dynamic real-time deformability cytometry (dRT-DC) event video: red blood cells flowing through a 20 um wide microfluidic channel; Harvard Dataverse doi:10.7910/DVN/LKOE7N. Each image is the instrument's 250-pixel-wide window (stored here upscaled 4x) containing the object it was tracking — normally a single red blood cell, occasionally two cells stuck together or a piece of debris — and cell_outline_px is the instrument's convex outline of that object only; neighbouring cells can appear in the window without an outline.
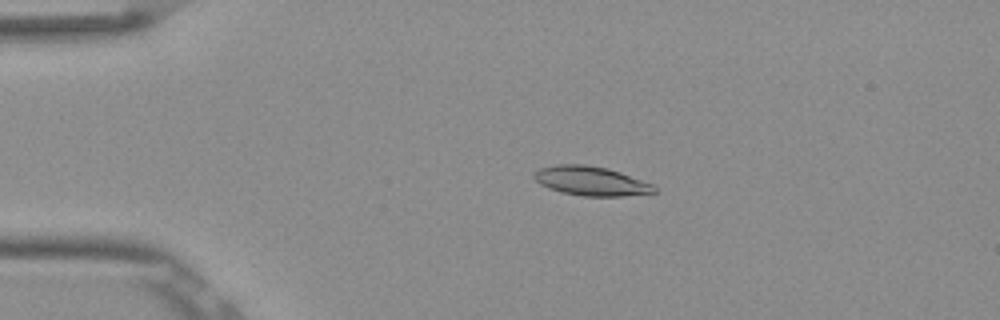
{"species": "Egyptian fruit bat (a non-hibernating species)", "species_latin": "Rousettus aegyptiacus", "temperature_condition": "room temperature", "stored_images_in_passage": 52, "camera_frame_rate_fps": 3000, "um_per_image_px": 0.085, "frame": {"image": 1, "passage_image": 11, "time_ms": 3.333, "image_size_px": [1000, 320], "cell_outline_px": [[656, 192], [624, 196], [584, 196], [560, 192], [548, 188], [540, 184], [532, 176], [532, 172], [540, 168], [556, 164], [584, 164], [608, 168], [620, 172], [652, 184], [656, 188]], "centroid_in_image_um": [50.19, 15.38], "position_along_channel_um": 34.8, "area_um2": 20.52}}
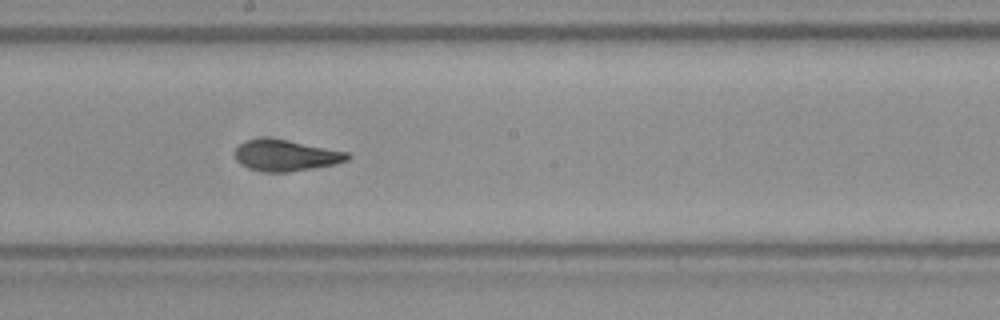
{"frame": {"image": 2, "passage_image": 29, "time_ms": 9.333, "image_size_px": [1000, 320], "cell_outline_px": [[352, 156], [348, 160], [336, 164], [288, 172], [268, 172], [248, 168], [240, 164], [232, 156], [232, 152], [240, 144], [248, 140], [288, 140], [348, 152]], "centroid_in_image_um": [24.3, 13.24], "position_along_channel_um": 223.9, "area_um2": 20.17}}
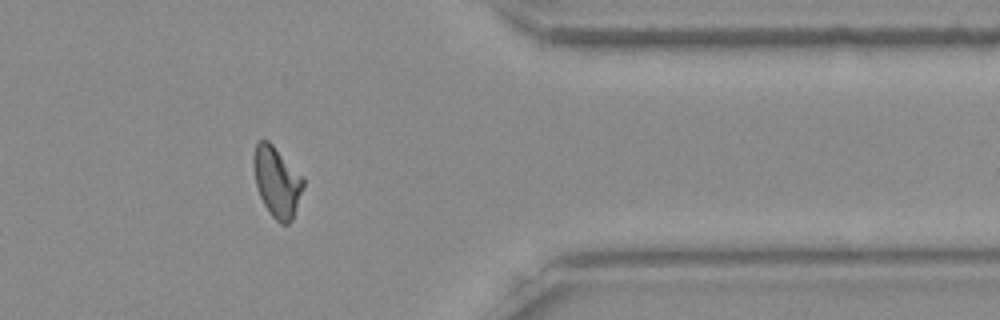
{"frame": {"image": 3, "passage_image": 43, "time_ms": 14.0, "image_size_px": [1000, 320], "cell_outline_px": [[304, 184], [292, 220], [288, 224], [280, 224], [272, 216], [264, 204], [260, 196], [256, 184], [252, 160], [252, 156], [256, 144], [260, 140], [268, 140], [304, 176]], "centroid_in_image_um": [23.54, 15.43], "position_along_channel_um": 387.9, "area_um2": 20.35}, "authors_computed_cell_mechanics": {"area_um2": 20.1722, "velocity_mm_per_s": 3.8732, "shape_relaxation_time_tau1_ms": 9.2322, "shape_relaxation_time_tau2_ms": 1.2636, "deformation_change_tau1": 0.242, "deformation_change_tau2": 0.0735}}